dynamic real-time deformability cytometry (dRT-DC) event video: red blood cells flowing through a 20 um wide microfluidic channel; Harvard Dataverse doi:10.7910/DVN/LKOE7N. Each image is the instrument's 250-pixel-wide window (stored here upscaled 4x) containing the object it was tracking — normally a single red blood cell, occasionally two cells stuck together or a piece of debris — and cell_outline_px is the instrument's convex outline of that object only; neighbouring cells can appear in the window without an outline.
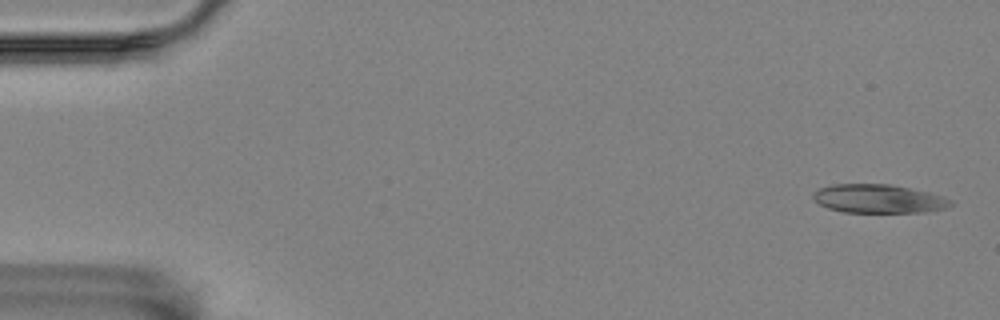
{"species": "Egyptian fruit bat (a non-hibernating species)", "species_latin": "Rousettus aegyptiacus", "temperature_condition": "room temperature", "stored_images_in_passage": 12, "camera_frame_rate_fps": 3000, "um_per_image_px": 0.085, "animal": {"sex": "female"}, "frame": {"image": 1, "passage_image": 2, "time_ms": 0.333, "image_size_px": [1000, 320], "cell_outline_px": [[952, 204], [944, 208], [924, 212], [844, 212], [828, 208], [820, 204], [812, 196], [812, 192], [820, 188], [832, 184], [888, 184], [928, 192], [944, 196], [952, 200]], "centroid_in_image_um": [74.66, 16.89], "position_along_channel_um": 10.3, "area_um2": 22.77}}